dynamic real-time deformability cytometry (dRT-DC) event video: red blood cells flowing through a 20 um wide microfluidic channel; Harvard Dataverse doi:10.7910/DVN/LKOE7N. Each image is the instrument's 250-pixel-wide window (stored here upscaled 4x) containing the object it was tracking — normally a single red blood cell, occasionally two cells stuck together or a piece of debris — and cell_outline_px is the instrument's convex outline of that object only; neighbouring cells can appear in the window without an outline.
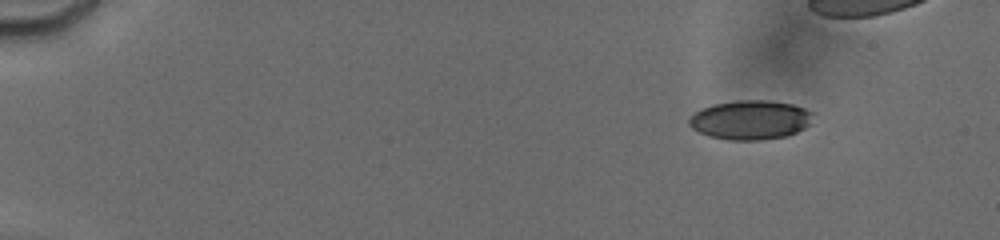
{"species": "human", "species_latin": "Homo sapiens", "temperature_condition": "cold", "stored_images_in_passage": 41, "camera_frame_rate_fps": 3000, "um_per_image_px": 0.085, "donor": {"sex": "male"}, "frame": {"image": 1, "passage_image": 5, "time_ms": 2.333, "image_size_px": [1000, 240], "cell_outline_px": [[812, 112], [808, 124], [804, 128], [788, 136], [760, 140], [728, 140], [708, 136], [692, 128], [688, 124], [688, 120], [696, 112], [712, 104], [736, 100], [764, 100], [792, 104], [804, 108]], "centroid_in_image_um": [63.75, 10.2], "position_along_channel_um": 21.2, "area_um2": 28.15}}
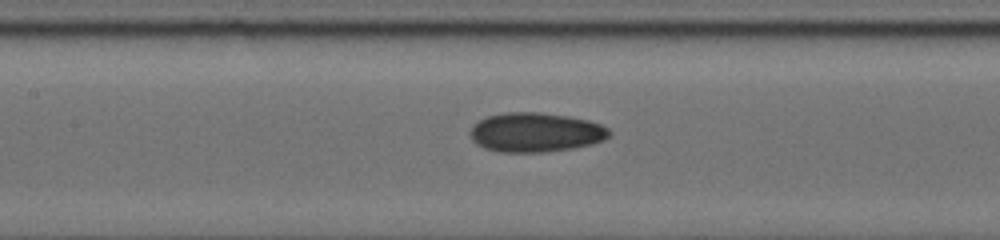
{"frame": {"image": 2, "passage_image": 28, "time_ms": 9.333, "image_size_px": [1000, 240], "cell_outline_px": [[612, 132], [604, 140], [592, 144], [576, 148], [544, 152], [500, 152], [484, 148], [476, 144], [472, 140], [468, 132], [480, 120], [488, 116], [508, 112], [536, 112], [568, 116], [588, 120], [600, 124], [608, 128]], "centroid_in_image_um": [45.54, 11.26], "position_along_channel_um": 161.9, "area_um2": 31.96}}
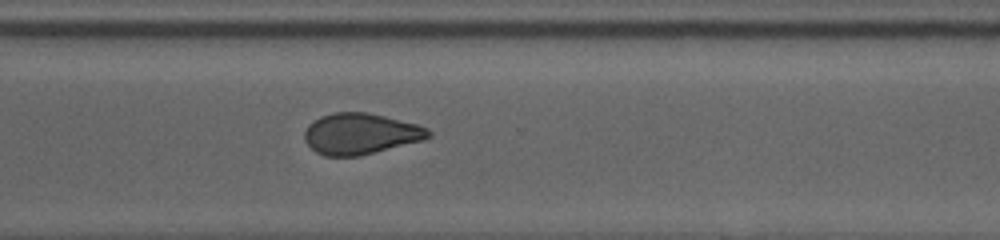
{"frame": {"image": 3, "passage_image": 41, "time_ms": 14.0, "image_size_px": [1000, 240], "cell_outline_px": [[432, 136], [424, 140], [360, 156], [324, 156], [316, 152], [304, 140], [304, 132], [308, 124], [320, 116], [336, 112], [368, 112], [420, 124], [428, 128], [432, 132]], "centroid_in_image_um": [30.68, 11.36], "position_along_channel_um": 339.9, "area_um2": 30.0}}